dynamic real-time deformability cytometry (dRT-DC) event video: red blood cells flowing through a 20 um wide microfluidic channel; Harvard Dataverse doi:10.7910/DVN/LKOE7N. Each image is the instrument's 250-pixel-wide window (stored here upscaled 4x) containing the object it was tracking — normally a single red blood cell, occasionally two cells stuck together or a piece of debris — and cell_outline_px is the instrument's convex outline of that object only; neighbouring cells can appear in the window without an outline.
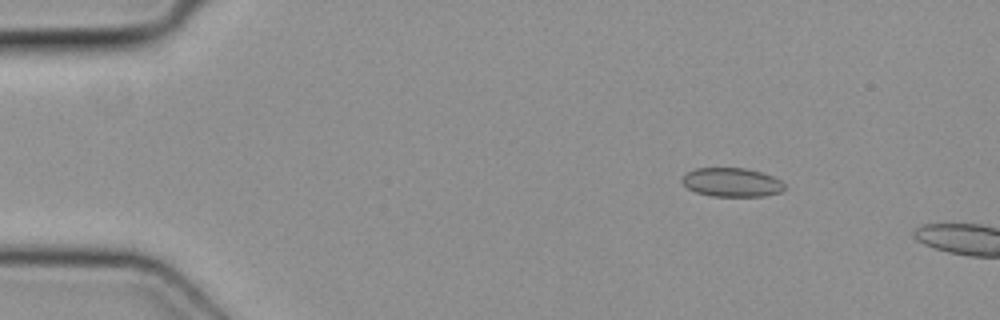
{"species": "common noctule bat (a hibernating species)", "species_latin": "Nyctalus noctula", "temperature_condition": "cold", "stored_images_in_passage": 10, "camera_frame_rate_fps": 3000, "um_per_image_px": 0.085, "animal": {"sex": "female", "body_mass_g": 19.3, "forearm_length_mm": 54.1}, "frame": {"image": 1, "passage_image": 7, "time_ms": 2.0, "image_size_px": [1000, 320], "cell_outline_px": [[784, 188], [780, 192], [764, 196], [712, 196], [696, 192], [688, 188], [680, 180], [688, 172], [696, 168], [744, 168], [760, 172], [772, 176], [780, 180], [784, 184]], "centroid_in_image_um": [62.19, 15.5], "position_along_channel_um": 22.8, "area_um2": 17.05}}